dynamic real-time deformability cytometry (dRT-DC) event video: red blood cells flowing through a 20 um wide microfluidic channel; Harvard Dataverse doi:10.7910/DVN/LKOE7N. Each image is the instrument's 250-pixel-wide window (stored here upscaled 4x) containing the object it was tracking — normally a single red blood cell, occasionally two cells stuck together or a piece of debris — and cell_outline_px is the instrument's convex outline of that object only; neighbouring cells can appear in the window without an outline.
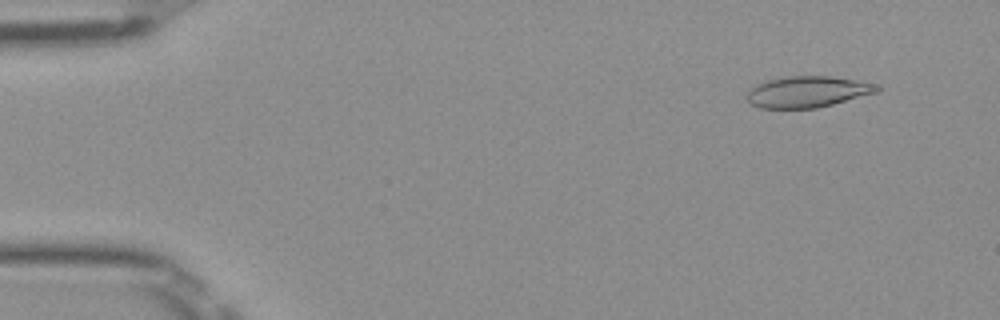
{"species": "Egyptian fruit bat (a non-hibernating species)", "species_latin": "Rousettus aegyptiacus", "temperature_condition": "room temperature", "stored_images_in_passage": 50, "camera_frame_rate_fps": 3000, "um_per_image_px": 0.085, "frame": {"image": 1, "passage_image": 4, "time_ms": 1.0, "image_size_px": [1000, 320], "cell_outline_px": [[880, 88], [876, 92], [832, 104], [816, 108], [760, 108], [752, 104], [748, 100], [748, 92], [756, 84], [768, 80], [784, 76], [828, 76], [880, 84]], "centroid_in_image_um": [68.64, 7.79], "position_along_channel_um": 16.4, "area_um2": 23.35}}
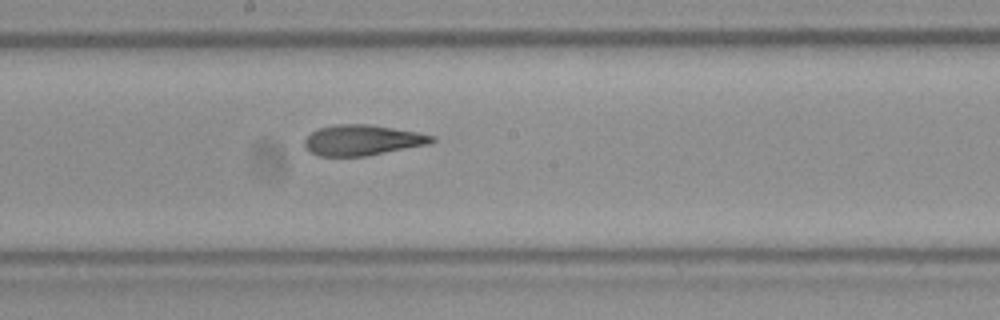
{"frame": {"image": 2, "passage_image": 27, "time_ms": 8.667, "image_size_px": [1000, 320], "cell_outline_px": [[436, 140], [432, 144], [364, 156], [320, 156], [308, 152], [304, 144], [304, 140], [312, 132], [320, 128], [336, 124], [368, 124], [416, 132], [436, 136]], "centroid_in_image_um": [30.82, 11.92], "position_along_channel_um": 217.4, "area_um2": 22.66}}
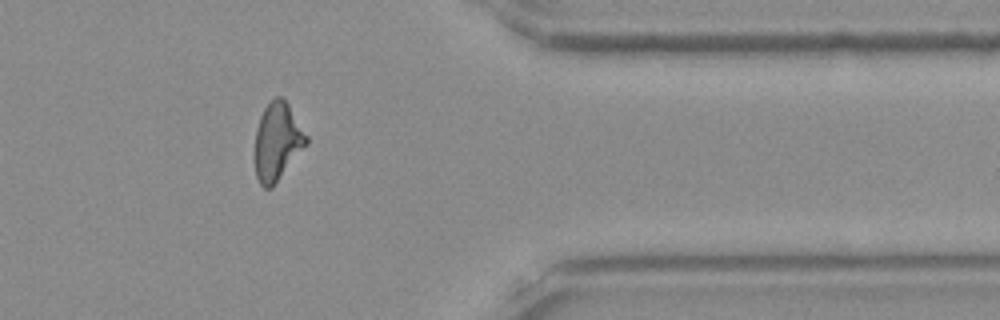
{"frame": {"image": 3, "passage_image": 41, "time_ms": 13.333, "image_size_px": [1000, 320], "cell_outline_px": [[308, 144], [272, 188], [264, 188], [260, 184], [256, 176], [256, 128], [260, 116], [264, 108], [276, 96], [280, 96], [288, 104], [308, 136]], "centroid_in_image_um": [23.59, 12.05], "position_along_channel_um": 387.8, "area_um2": 23.12}, "authors_computed_cell_mechanics": {"area_um2": 23.2645, "velocity_mm_per_s": 4.0059, "shape_relaxation_time_tau1_ms": 6.9403, "shape_relaxation_time_tau2_ms": 2.2906, "deformation_change_tau1": 0.2125, "deformation_change_tau2": 0.0986}}